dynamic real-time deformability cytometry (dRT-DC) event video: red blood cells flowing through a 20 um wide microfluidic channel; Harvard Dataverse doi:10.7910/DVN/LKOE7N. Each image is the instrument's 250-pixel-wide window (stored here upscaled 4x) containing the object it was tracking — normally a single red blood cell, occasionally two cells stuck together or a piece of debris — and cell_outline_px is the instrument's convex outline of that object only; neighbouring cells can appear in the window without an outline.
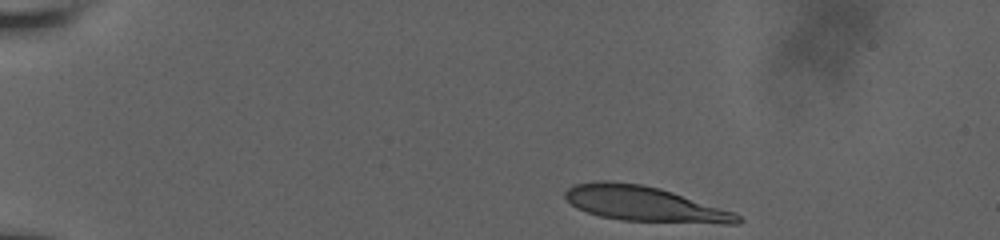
{"species": "human", "species_latin": "Homo sapiens", "temperature_condition": "room temperature", "stored_images_in_passage": 42, "camera_frame_rate_fps": 3000, "um_per_image_px": 0.085, "donor": {"sex": "male"}, "frame": {"image": 1, "passage_image": 1, "time_ms": 0.0, "image_size_px": [1000, 240], "cell_outline_px": [[744, 220], [740, 224], [720, 224], [620, 220], [600, 216], [576, 208], [564, 196], [564, 192], [568, 188], [576, 184], [596, 180], [608, 180], [640, 184], [660, 188], [736, 212]], "centroid_in_image_um": [54.82, 17.34], "position_along_channel_um": 30.2, "area_um2": 35.55}}
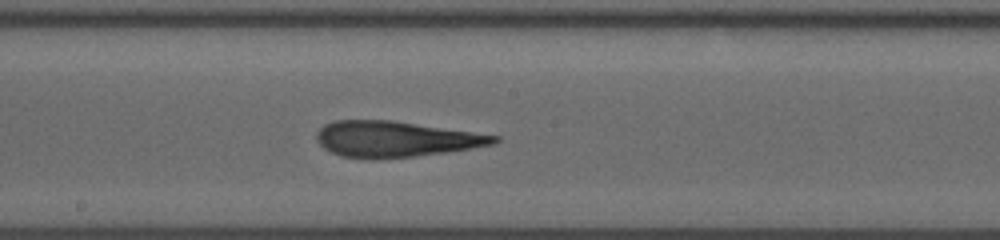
{"frame": {"image": 2, "passage_image": 23, "time_ms": 7.333, "image_size_px": [1000, 240], "cell_outline_px": [[500, 140], [496, 144], [472, 148], [444, 152], [412, 156], [372, 160], [340, 156], [324, 148], [316, 140], [316, 132], [324, 124], [336, 120], [392, 120], [500, 136]], "centroid_in_image_um": [33.59, 11.82], "position_along_channel_um": 214.6, "area_um2": 37.05}}
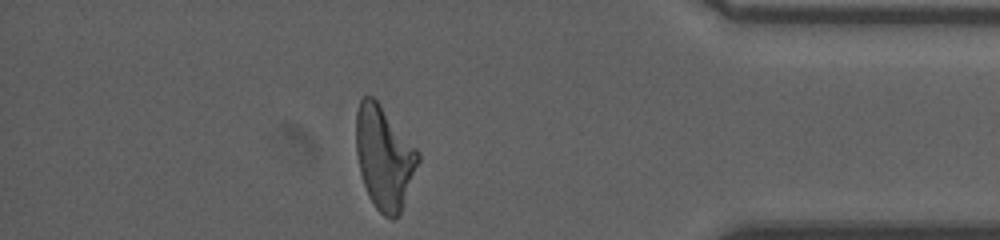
{"frame": {"image": 3, "passage_image": 40, "time_ms": 13.0, "image_size_px": [1000, 240], "cell_outline_px": [[420, 160], [400, 212], [392, 220], [384, 216], [376, 208], [368, 196], [360, 172], [356, 152], [356, 112], [360, 100], [364, 96], [372, 96], [380, 104], [420, 152]], "centroid_in_image_um": [32.65, 13.38], "position_along_channel_um": 402.6, "area_um2": 36.99}, "authors_computed_cell_mechanics": {"area_um2": 36.6452, "velocity_mm_per_s": 3.8186, "shape_relaxation_time_tau1_ms": 10.4821, "shape_relaxation_time_tau2_ms": 2.6989, "deformation_change_tau1": 0.3325, "deformation_change_tau2": 0.1415}}